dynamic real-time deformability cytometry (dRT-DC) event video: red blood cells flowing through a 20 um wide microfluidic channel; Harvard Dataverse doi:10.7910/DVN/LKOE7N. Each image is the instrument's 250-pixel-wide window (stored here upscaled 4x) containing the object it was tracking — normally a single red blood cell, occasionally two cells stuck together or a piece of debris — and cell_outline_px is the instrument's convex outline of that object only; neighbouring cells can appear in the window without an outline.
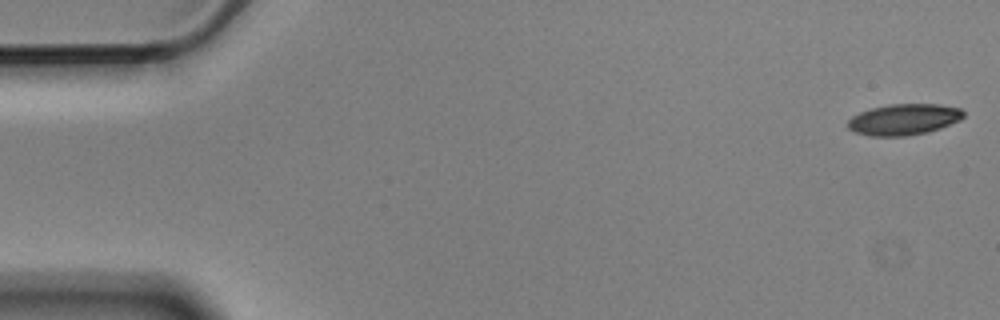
{"species": "Egyptian fruit bat (a non-hibernating species)", "species_latin": "Rousettus aegyptiacus", "temperature_condition": "cold", "stored_images_in_passage": 6, "camera_frame_rate_fps": 3000, "um_per_image_px": 0.085, "animal": {"sex": "male"}, "frame": {"image": 1, "passage_image": 1, "time_ms": 0.0, "image_size_px": [1000, 320], "cell_outline_px": [[964, 116], [960, 120], [940, 128], [928, 132], [908, 136], [868, 136], [856, 132], [848, 128], [848, 120], [852, 116], [860, 112], [872, 108], [888, 104], [940, 104], [960, 108], [964, 112]], "centroid_in_image_um": [76.83, 10.15], "position_along_channel_um": 8.2, "area_um2": 21.04}}
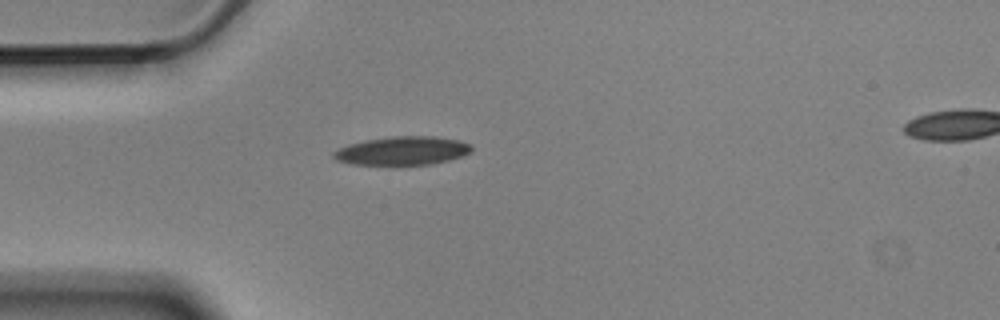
{"frame": {"image": 2, "passage_image": 5, "time_ms": 1.333, "image_size_px": [1000, 320], "cell_outline_px": [[472, 152], [464, 156], [432, 164], [352, 164], [336, 160], [332, 156], [332, 152], [348, 144], [364, 140], [392, 136], [436, 136], [460, 140], [472, 144]], "centroid_in_image_um": [34.25, 12.8], "position_along_channel_um": 50.8, "area_um2": 23.06}}